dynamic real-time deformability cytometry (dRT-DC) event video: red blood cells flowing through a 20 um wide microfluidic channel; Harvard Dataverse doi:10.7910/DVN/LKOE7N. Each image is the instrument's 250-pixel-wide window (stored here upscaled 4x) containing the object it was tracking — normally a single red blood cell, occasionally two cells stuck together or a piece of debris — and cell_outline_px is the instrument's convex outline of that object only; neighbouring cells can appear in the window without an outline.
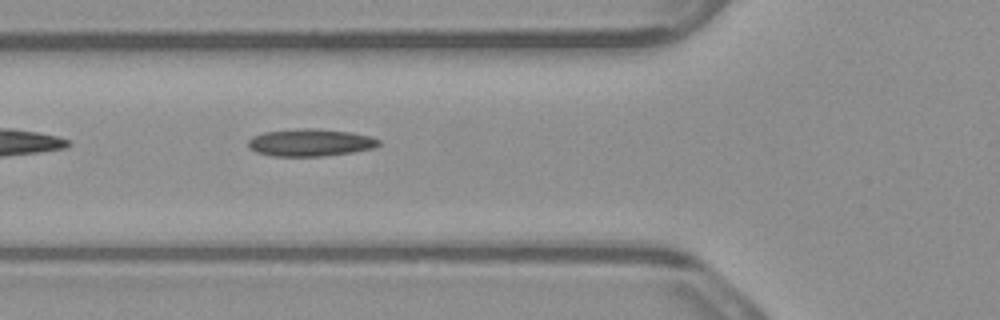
{"species": "common noctule bat (a hibernating species)", "species_latin": "Nyctalus noctula", "temperature_condition": "warm", "stored_images_in_passage": 5, "camera_frame_rate_fps": 3000, "um_per_image_px": 0.085, "animal": {"sex": "male", "body_mass_g": 23.1, "forearm_length_mm": 52.7}, "frame": {"image": 1, "passage_image": 5, "time_ms": 1.333, "image_size_px": [1000, 320], "cell_outline_px": [[380, 144], [372, 148], [352, 152], [320, 156], [272, 156], [256, 152], [248, 148], [248, 140], [252, 136], [264, 132], [296, 128], [316, 128], [348, 132], [368, 136], [380, 140]], "centroid_in_image_um": [26.31, 12.11], "position_along_channel_um": 99.5, "area_um2": 20.75}}